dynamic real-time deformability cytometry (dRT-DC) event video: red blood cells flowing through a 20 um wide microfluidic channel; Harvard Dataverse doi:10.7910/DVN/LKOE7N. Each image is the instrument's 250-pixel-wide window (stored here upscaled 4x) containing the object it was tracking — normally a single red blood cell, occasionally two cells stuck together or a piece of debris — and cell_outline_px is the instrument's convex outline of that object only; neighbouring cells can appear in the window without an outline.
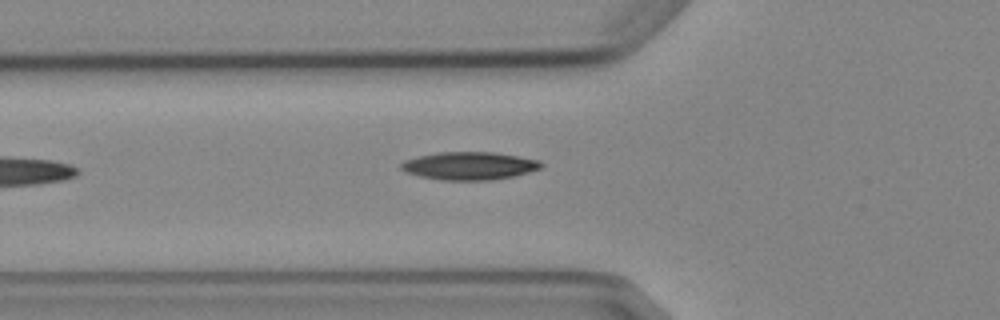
{"species": "Egyptian fruit bat (a non-hibernating species)", "species_latin": "Rousettus aegyptiacus", "temperature_condition": "cold", "stored_images_in_passage": 6, "camera_frame_rate_fps": 3000, "um_per_image_px": 0.085, "animal": {"sex": "female"}, "frame": {"image": 1, "passage_image": 6, "time_ms": 6.0, "image_size_px": [1000, 320], "cell_outline_px": [[544, 164], [540, 168], [528, 172], [512, 176], [492, 180], [440, 180], [420, 176], [404, 172], [400, 168], [400, 164], [404, 160], [436, 152], [492, 152], [540, 160]], "centroid_in_image_um": [39.86, 14.09], "position_along_channel_um": 85.9, "area_um2": 22.72}}